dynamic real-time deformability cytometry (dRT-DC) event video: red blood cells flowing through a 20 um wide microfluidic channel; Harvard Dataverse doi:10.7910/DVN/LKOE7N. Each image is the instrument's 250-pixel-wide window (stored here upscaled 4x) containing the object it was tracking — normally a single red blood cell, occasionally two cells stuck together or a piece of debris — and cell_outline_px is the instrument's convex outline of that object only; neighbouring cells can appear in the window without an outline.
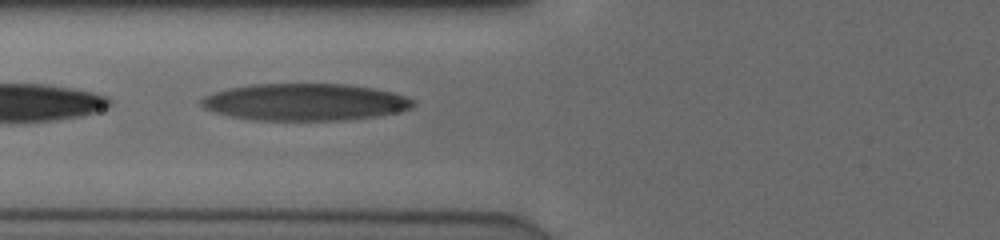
{"species": "human", "species_latin": "Homo sapiens", "temperature_condition": "cold", "stored_images_in_passage": 27, "camera_frame_rate_fps": 3000, "um_per_image_px": 0.085, "donor": {"sex": "male"}, "frame": {"image": 1, "passage_image": 7, "time_ms": 2.0, "image_size_px": [1000, 240], "cell_outline_px": [[416, 104], [412, 108], [372, 116], [340, 120], [252, 120], [212, 112], [204, 108], [200, 104], [200, 100], [204, 96], [212, 92], [228, 88], [248, 84], [348, 84], [372, 88], [392, 92], [404, 96], [412, 100]], "centroid_in_image_um": [25.83, 8.66], "position_along_channel_um": 100.0, "area_um2": 45.49}}
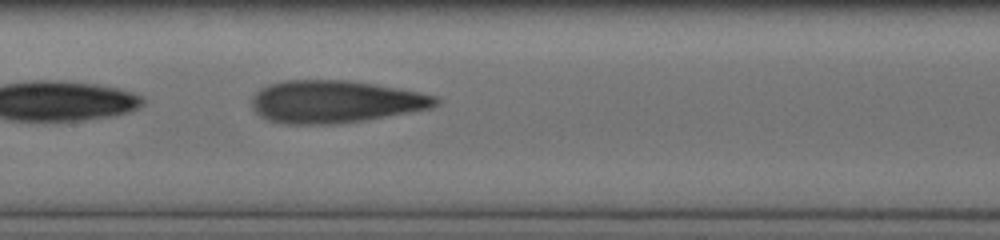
{"frame": {"image": 2, "passage_image": 13, "time_ms": 4.0, "image_size_px": [1000, 240], "cell_outline_px": [[440, 100], [432, 108], [364, 120], [336, 124], [284, 124], [268, 120], [260, 116], [252, 108], [252, 96], [260, 88], [268, 84], [284, 80], [348, 80], [376, 84], [436, 96]], "centroid_in_image_um": [28.43, 8.64], "position_along_channel_um": 179.0, "area_um2": 45.49}}
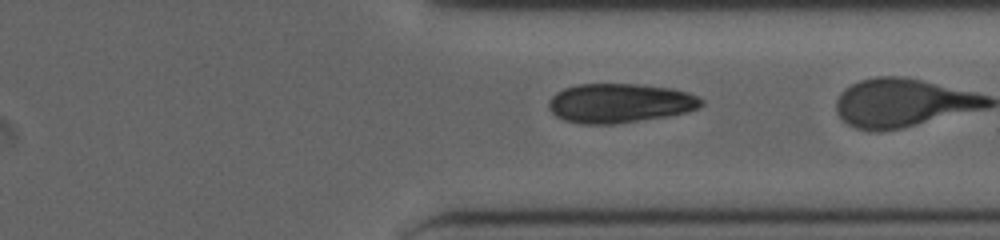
{"frame": {"image": 3, "passage_image": 25, "time_ms": 8.0, "image_size_px": [1000, 240], "cell_outline_px": [[704, 104], [700, 108], [688, 112], [668, 116], [612, 124], [580, 124], [564, 120], [556, 116], [548, 108], [548, 100], [556, 92], [564, 88], [576, 84], [636, 84], [672, 88], [688, 92], [704, 100]], "centroid_in_image_um": [52.68, 8.76], "position_along_channel_um": 358.7, "area_um2": 35.2}}